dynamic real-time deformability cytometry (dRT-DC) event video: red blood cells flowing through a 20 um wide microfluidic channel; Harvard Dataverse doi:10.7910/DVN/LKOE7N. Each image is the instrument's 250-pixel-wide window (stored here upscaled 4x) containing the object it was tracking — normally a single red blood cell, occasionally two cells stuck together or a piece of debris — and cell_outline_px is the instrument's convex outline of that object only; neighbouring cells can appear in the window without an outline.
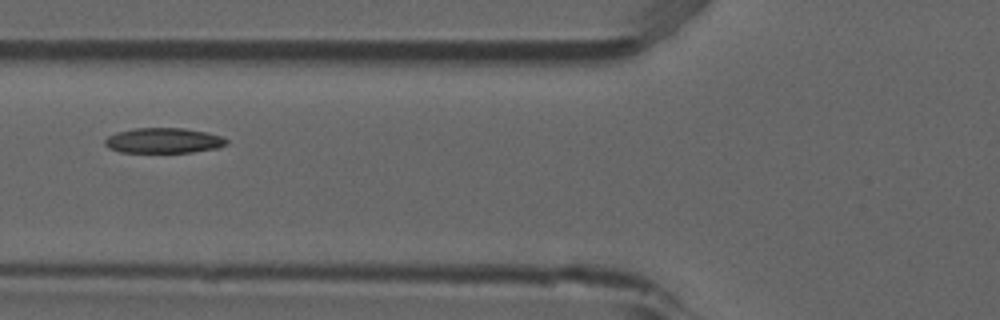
{"species": "common noctule bat (a hibernating species)", "species_latin": "Nyctalus noctula", "temperature_condition": "room temperature", "stored_images_in_passage": 2, "camera_frame_rate_fps": 3000, "um_per_image_px": 0.085, "animal": {"sex": "male", "forearm_length_mm": 52.5}, "frame": {"image": 1, "passage_image": 2, "time_ms": 0.333, "image_size_px": [1000, 320], "cell_outline_px": [[228, 144], [216, 148], [192, 152], [120, 152], [108, 148], [104, 144], [104, 140], [108, 136], [116, 132], [136, 128], [184, 128], [208, 132], [220, 136], [228, 140]], "centroid_in_image_um": [13.89, 11.94], "position_along_channel_um": 111.9, "area_um2": 17.92}}